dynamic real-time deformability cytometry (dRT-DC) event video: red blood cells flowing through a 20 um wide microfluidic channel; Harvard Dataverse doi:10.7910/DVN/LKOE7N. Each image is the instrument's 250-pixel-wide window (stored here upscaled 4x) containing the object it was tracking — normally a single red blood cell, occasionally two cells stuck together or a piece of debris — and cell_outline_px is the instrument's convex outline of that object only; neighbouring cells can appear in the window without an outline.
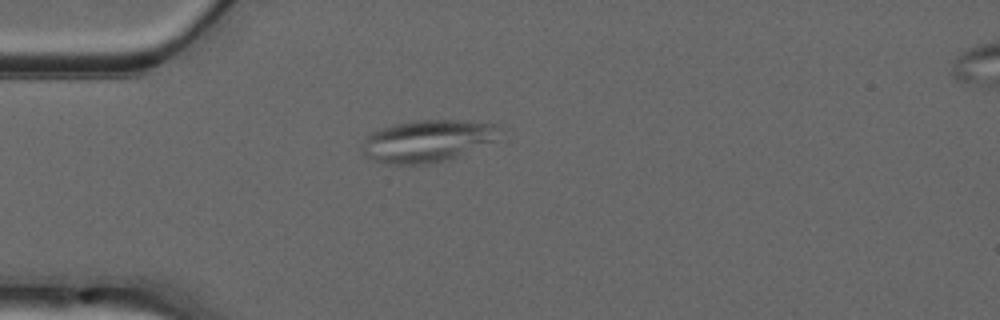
{"species": "common noctule bat (a hibernating species)", "species_latin": "Nyctalus noctula", "temperature_condition": "warm", "stored_images_in_passage": 3, "camera_frame_rate_fps": 3000, "um_per_image_px": 0.085, "animal": {"sex": "male", "forearm_length_mm": 52.5}, "frame": {"image": 1, "passage_image": 1, "time_ms": 0.0, "image_size_px": [1000, 320], "cell_outline_px": [[500, 124], [492, 140], [448, 160], [424, 164], [388, 164], [364, 156], [364, 136], [380, 128], [392, 124], [412, 120], [456, 120]], "centroid_in_image_um": [36.24, 11.96], "position_along_channel_um": 48.8, "area_um2": 33.06}}